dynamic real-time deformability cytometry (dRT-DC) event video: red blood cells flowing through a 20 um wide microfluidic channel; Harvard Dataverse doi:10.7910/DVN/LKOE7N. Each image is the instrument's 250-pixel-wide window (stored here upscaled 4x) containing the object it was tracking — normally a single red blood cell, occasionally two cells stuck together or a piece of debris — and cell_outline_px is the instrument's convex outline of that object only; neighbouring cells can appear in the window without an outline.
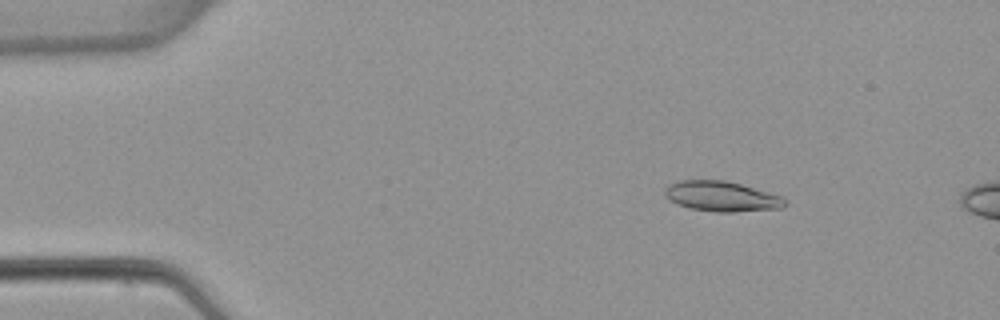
{"species": "common noctule bat (a hibernating species)", "species_latin": "Nyctalus noctula", "temperature_condition": "warm", "stored_images_in_passage": 4, "camera_frame_rate_fps": 3000, "um_per_image_px": 0.085, "animal": {"sex": "female", "body_mass_g": 22.7, "forearm_length_mm": 54.2}, "frame": {"image": 1, "passage_image": 2, "time_ms": 1.0, "image_size_px": [1000, 320], "cell_outline_px": [[788, 204], [780, 208], [732, 212], [716, 212], [688, 208], [672, 200], [664, 192], [664, 188], [668, 184], [680, 180], [724, 180], [740, 184], [780, 196]], "centroid_in_image_um": [61.31, 16.69], "position_along_channel_um": 23.7, "area_um2": 20.75}}